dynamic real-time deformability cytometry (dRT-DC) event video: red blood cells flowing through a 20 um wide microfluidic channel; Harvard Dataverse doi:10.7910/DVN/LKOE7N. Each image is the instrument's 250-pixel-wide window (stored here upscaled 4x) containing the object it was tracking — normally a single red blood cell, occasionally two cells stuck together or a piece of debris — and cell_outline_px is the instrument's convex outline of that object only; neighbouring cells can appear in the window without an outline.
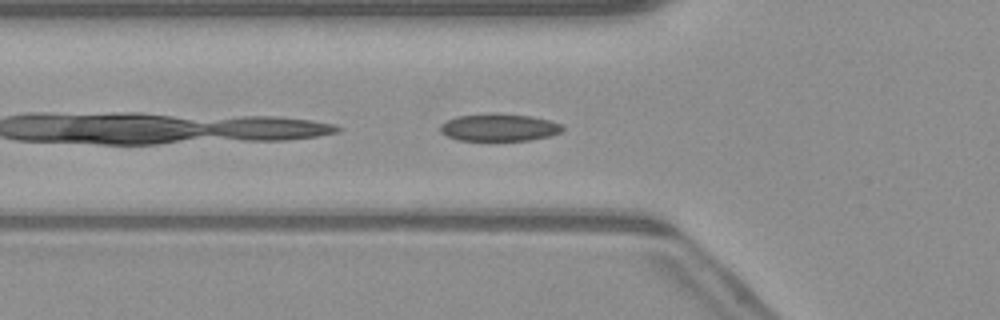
{"species": "common noctule bat (a hibernating species)", "species_latin": "Nyctalus noctula", "temperature_condition": "warm", "stored_images_in_passage": 32, "camera_frame_rate_fps": 3000, "um_per_image_px": 0.085, "animal": {"sex": "male", "body_mass_g": 23.1, "forearm_length_mm": 52.7}, "frame": {"image": 1, "passage_image": 3, "time_ms": 0.667, "image_size_px": [1000, 320], "cell_outline_px": [[564, 128], [560, 132], [548, 136], [528, 140], [460, 140], [448, 136], [440, 132], [440, 124], [456, 116], [496, 112], [532, 116], [548, 120], [560, 124]], "centroid_in_image_um": [42.39, 10.81], "position_along_channel_um": 83.4, "area_um2": 19.48}}
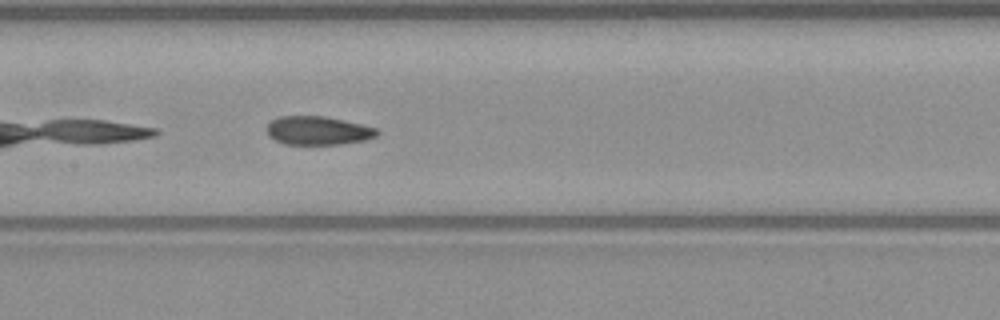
{"frame": {"image": 2, "passage_image": 10, "time_ms": 3.0, "image_size_px": [1000, 320], "cell_outline_px": [[380, 132], [376, 136], [364, 140], [340, 144], [284, 144], [268, 136], [268, 124], [272, 120], [280, 116], [324, 116], [344, 120], [376, 128]], "centroid_in_image_um": [27.03, 11.1], "position_along_channel_um": 180.4, "area_um2": 18.21}}
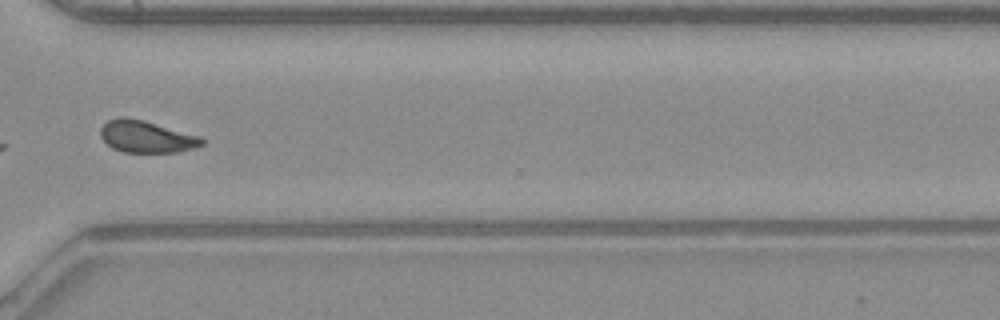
{"frame": {"image": 3, "passage_image": 23, "time_ms": 7.333, "image_size_px": [1000, 320], "cell_outline_px": [[204, 144], [196, 148], [176, 152], [124, 152], [112, 148], [100, 136], [100, 128], [108, 120], [120, 116], [128, 116], [144, 120], [200, 136], [204, 140]], "centroid_in_image_um": [12.44, 11.6], "position_along_channel_um": 358.2, "area_um2": 19.02}, "authors_computed_cell_mechanics": {"area_um2": 19.2474, "velocity_mm_per_s": 4.1091, "shape_relaxation_time_tau1_ms": 6.8342, "shape_relaxation_time_tau2_ms": 1.993, "deformation_change_tau1": 0.1557, "deformation_change_tau2": 0.0717}}